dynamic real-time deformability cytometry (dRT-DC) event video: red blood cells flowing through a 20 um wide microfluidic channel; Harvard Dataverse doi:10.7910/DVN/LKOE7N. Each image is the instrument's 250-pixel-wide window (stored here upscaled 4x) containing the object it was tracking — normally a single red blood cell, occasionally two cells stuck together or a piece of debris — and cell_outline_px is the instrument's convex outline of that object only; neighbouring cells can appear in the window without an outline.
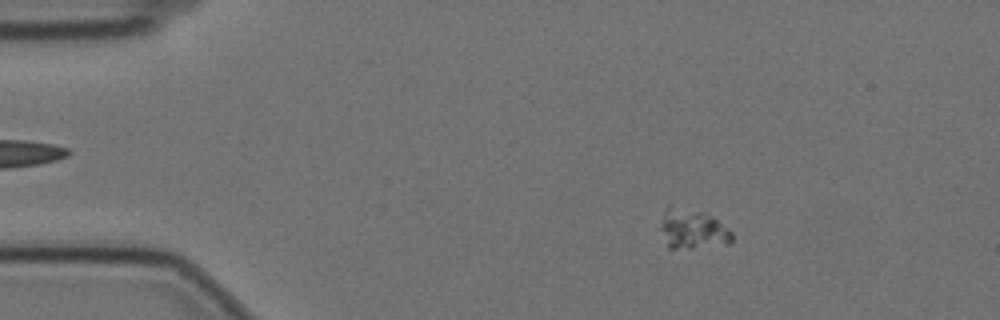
{"species": "Egyptian fruit bat (a non-hibernating species)", "species_latin": "Rousettus aegyptiacus", "temperature_condition": "cold", "stored_images_in_passage": 60, "camera_frame_rate_fps": 3000, "um_per_image_px": 0.085, "animal": {"sex": "female"}, "frame": {"image": 1, "passage_image": 10, "time_ms": 3.0, "image_size_px": [1000, 320], "cell_outline_px": [[732, 240], [728, 244], [692, 248], [668, 248], [656, 228], [668, 204], [700, 212], [712, 216], [728, 228], [732, 232]], "centroid_in_image_um": [58.78, 19.48], "position_along_channel_um": 26.2, "area_um2": 16.94}}
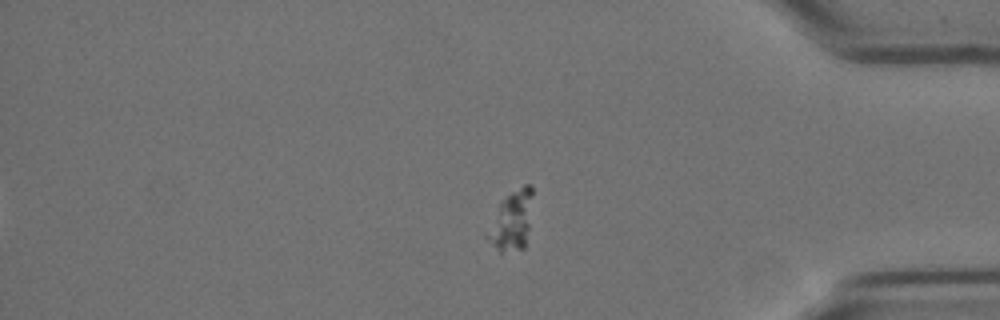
{"frame": {"image": 2, "passage_image": 50, "time_ms": 16.333, "image_size_px": [1000, 320], "cell_outline_px": [[532, 196], [528, 228], [524, 248], [500, 252], [484, 236], [484, 232], [500, 200], [524, 184], [532, 184]], "centroid_in_image_um": [43.43, 18.74], "position_along_channel_um": 391.8, "area_um2": 15.66}}
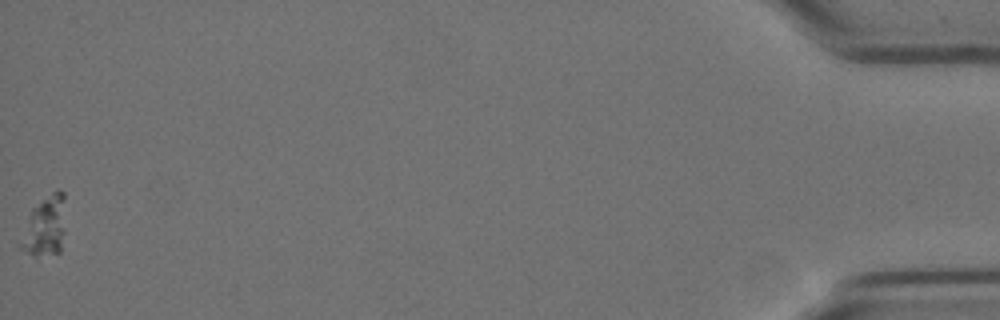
{"frame": {"image": 3, "passage_image": 60, "time_ms": 19.667, "image_size_px": [1000, 320], "cell_outline_px": [[64, 232], [60, 252], [36, 260], [20, 248], [16, 244], [32, 208], [40, 200], [56, 188], [60, 188], [64, 192]], "centroid_in_image_um": [3.78, 19.28], "position_along_channel_um": 431.4, "area_um2": 16.59}}